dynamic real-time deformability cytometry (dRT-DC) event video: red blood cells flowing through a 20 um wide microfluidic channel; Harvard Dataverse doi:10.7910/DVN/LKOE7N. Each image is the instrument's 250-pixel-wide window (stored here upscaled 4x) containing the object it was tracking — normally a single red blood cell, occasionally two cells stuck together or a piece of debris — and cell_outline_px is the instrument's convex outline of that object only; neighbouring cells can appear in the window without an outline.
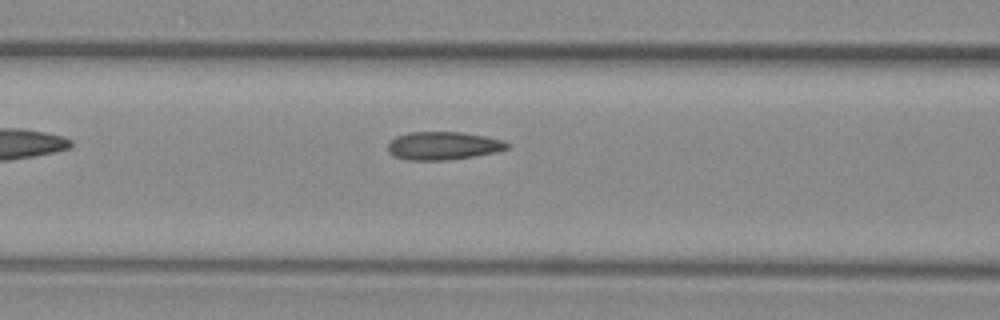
{"species": "common noctule bat (a hibernating species)", "species_latin": "Nyctalus noctula", "temperature_condition": "warm", "stored_images_in_passage": 10, "camera_frame_rate_fps": 3000, "um_per_image_px": 0.085, "animal": {"sex": "female", "body_mass_g": 29.2, "forearm_length_mm": 56.3}, "frame": {"image": 1, "passage_image": 5, "time_ms": 1.333, "image_size_px": [1000, 320], "cell_outline_px": [[512, 144], [508, 148], [496, 152], [476, 156], [448, 160], [404, 160], [388, 152], [388, 144], [396, 136], [408, 132], [460, 132], [484, 136], [504, 140]], "centroid_in_image_um": [37.69, 12.39], "position_along_channel_um": 128.9, "area_um2": 19.65}}
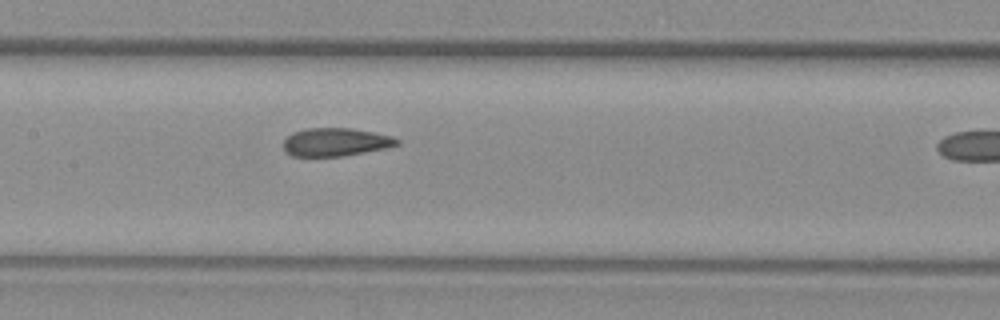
{"frame": {"image": 2, "passage_image": 9, "time_ms": 2.667, "image_size_px": [1000, 320], "cell_outline_px": [[400, 144], [384, 148], [344, 156], [292, 156], [284, 152], [284, 140], [292, 132], [308, 128], [352, 128], [392, 136], [400, 140]], "centroid_in_image_um": [28.51, 12.07], "position_along_channel_um": 178.9, "area_um2": 18.61}}